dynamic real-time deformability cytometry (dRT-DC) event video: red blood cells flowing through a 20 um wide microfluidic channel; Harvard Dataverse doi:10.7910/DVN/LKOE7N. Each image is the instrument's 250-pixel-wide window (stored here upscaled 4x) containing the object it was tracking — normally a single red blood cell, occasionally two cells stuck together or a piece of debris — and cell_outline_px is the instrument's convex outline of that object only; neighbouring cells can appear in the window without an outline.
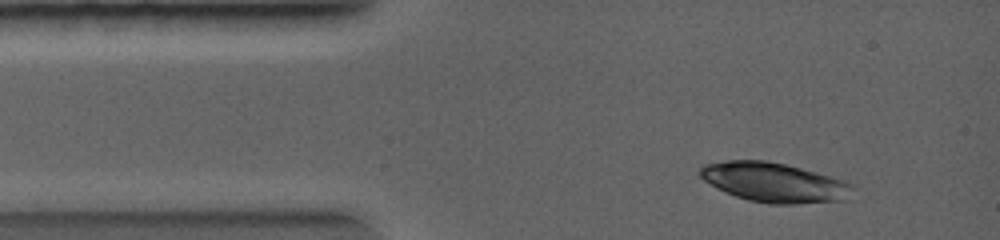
{"species": "common noctule bat (a hibernating species)", "species_latin": "Nyctalus noctula", "temperature_condition": "warm", "stored_images_in_passage": 2, "camera_frame_rate_fps": 5000, "um_per_image_px": 0.085, "animal": {"sex": "female", "body_mass_g": 19.0, "forearm_length_mm": 56.7}, "frame": {"image": 1, "passage_image": 1, "time_ms": 0.0, "image_size_px": [1000, 240], "cell_outline_px": [[856, 184], [836, 200], [792, 204], [768, 204], [748, 200], [736, 196], [704, 180], [700, 176], [700, 168], [708, 164], [724, 160], [764, 160], [784, 164], [800, 168], [844, 180]], "centroid_in_image_um": [65.73, 15.48], "position_along_channel_um": 19.3, "area_um2": 34.04}}